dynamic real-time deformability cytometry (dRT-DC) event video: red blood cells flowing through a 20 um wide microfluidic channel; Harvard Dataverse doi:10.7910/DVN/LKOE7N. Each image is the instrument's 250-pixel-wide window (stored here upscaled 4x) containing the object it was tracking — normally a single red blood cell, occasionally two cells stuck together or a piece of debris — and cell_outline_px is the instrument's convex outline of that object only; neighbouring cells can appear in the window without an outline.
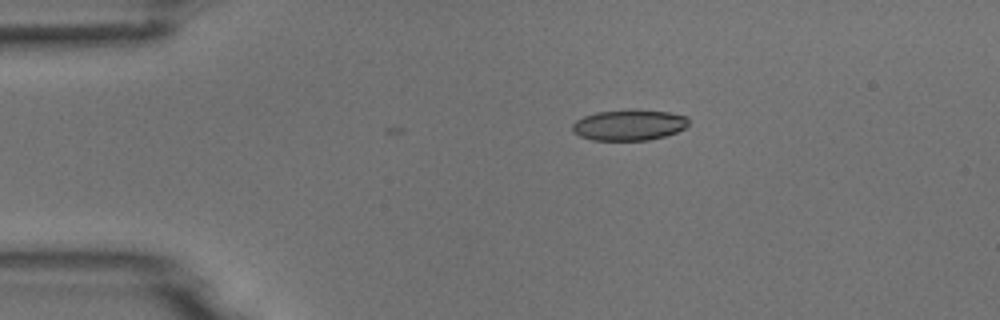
{"species": "common noctule bat (a hibernating species)", "species_latin": "Nyctalus noctula", "temperature_condition": "room temperature", "stored_images_in_passage": 5, "camera_frame_rate_fps": 3000, "um_per_image_px": 0.085, "animal": {"sex": "male", "body_mass_g": 18.8}, "frame": {"image": 1, "passage_image": 1, "time_ms": 0.0, "image_size_px": [1000, 320], "cell_outline_px": [[688, 124], [684, 128], [676, 132], [664, 136], [648, 140], [592, 140], [580, 136], [572, 132], [572, 124], [576, 120], [584, 116], [596, 112], [628, 108], [632, 108], [668, 112], [688, 116]], "centroid_in_image_um": [53.45, 10.6], "position_along_channel_um": 31.6, "area_um2": 21.21}}